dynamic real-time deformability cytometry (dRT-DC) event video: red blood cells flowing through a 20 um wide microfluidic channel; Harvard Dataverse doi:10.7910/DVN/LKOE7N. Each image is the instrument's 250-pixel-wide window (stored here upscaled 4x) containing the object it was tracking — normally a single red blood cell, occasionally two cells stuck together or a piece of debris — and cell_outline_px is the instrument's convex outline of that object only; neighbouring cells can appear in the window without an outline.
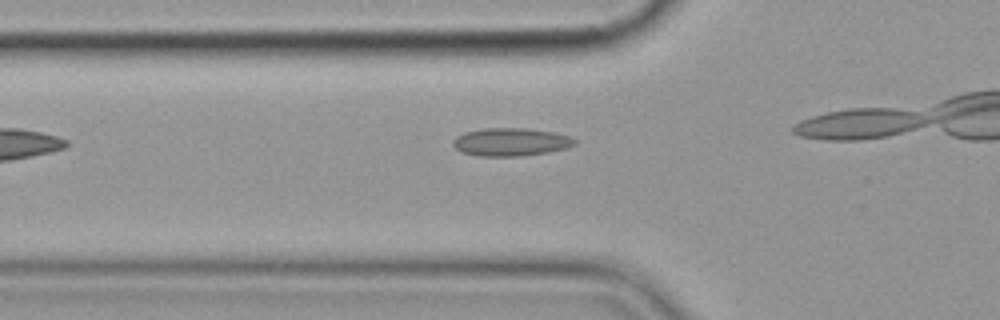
{"species": "common noctule bat (a hibernating species)", "species_latin": "Nyctalus noctula", "temperature_condition": "cold", "stored_images_in_passage": 4, "camera_frame_rate_fps": 3000, "um_per_image_px": 0.085, "animal": {"sex": "female", "body_mass_g": 19.9}, "frame": {"image": 1, "passage_image": 3, "time_ms": 3.333, "image_size_px": [1000, 320], "cell_outline_px": [[576, 144], [564, 148], [548, 152], [520, 156], [480, 156], [460, 152], [452, 144], [452, 140], [456, 136], [464, 132], [484, 128], [524, 128], [552, 132], [568, 136], [576, 140]], "centroid_in_image_um": [43.36, 12.07], "position_along_channel_um": 82.4, "area_um2": 19.77}}